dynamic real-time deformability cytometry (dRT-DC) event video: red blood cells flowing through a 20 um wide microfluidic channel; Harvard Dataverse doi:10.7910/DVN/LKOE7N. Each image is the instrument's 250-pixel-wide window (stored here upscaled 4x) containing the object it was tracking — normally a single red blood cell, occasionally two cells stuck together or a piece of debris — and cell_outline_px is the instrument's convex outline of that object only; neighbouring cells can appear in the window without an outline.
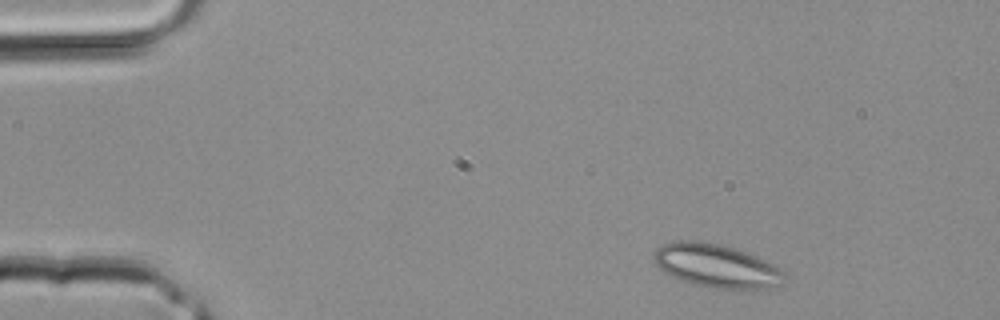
{"species": "common noctule bat (a hibernating species)", "species_latin": "Nyctalus noctula", "temperature_condition": "room temperature", "stored_images_in_passage": 3, "camera_frame_rate_fps": 3000, "um_per_image_px": 0.085, "animal": {"sex": "male", "body_mass_g": 20.4}, "frame": {"image": 1, "passage_image": 1, "time_ms": 0.0, "image_size_px": [1000, 320], "cell_outline_px": [[788, 284], [760, 292], [748, 292], [712, 288], [692, 284], [680, 280], [664, 272], [656, 264], [652, 256], [664, 244], [672, 240], [700, 240], [720, 244], [736, 248], [748, 252], [780, 268], [788, 276]], "centroid_in_image_um": [61.04, 22.66], "position_along_channel_um": 24.0, "area_um2": 34.56}}